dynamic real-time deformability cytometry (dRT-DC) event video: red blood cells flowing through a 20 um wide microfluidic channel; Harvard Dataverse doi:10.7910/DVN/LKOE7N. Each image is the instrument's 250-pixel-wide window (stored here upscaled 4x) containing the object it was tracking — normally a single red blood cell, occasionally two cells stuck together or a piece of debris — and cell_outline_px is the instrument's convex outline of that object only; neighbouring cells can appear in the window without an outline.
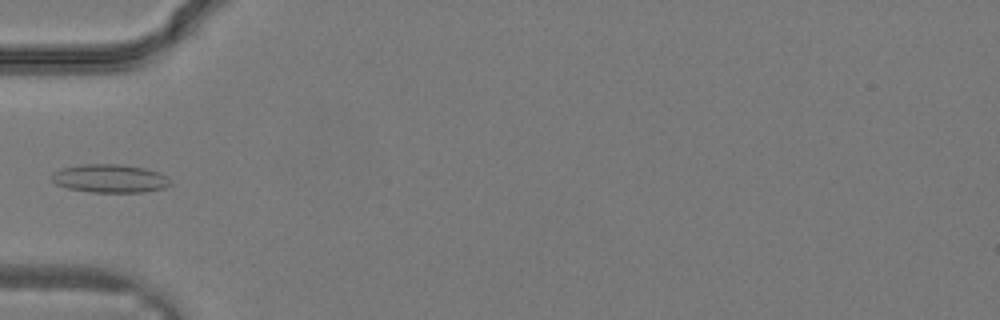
{"species": "common noctule bat (a hibernating species)", "species_latin": "Nyctalus noctula", "temperature_condition": "warm", "stored_images_in_passage": 11, "camera_frame_rate_fps": 3000, "um_per_image_px": 0.085, "animal": {"sex": "male", "body_mass_g": 19.2, "forearm_length_mm": 51.8}, "frame": {"image": 1, "passage_image": 8, "time_ms": 2.333, "image_size_px": [1000, 320], "cell_outline_px": [[172, 184], [164, 188], [144, 192], [88, 192], [68, 188], [56, 184], [52, 180], [52, 172], [60, 168], [80, 164], [120, 164], [144, 168], [160, 172], [168, 176], [172, 180]], "centroid_in_image_um": [9.36, 15.16], "position_along_channel_um": 75.6, "area_um2": 19.88}}
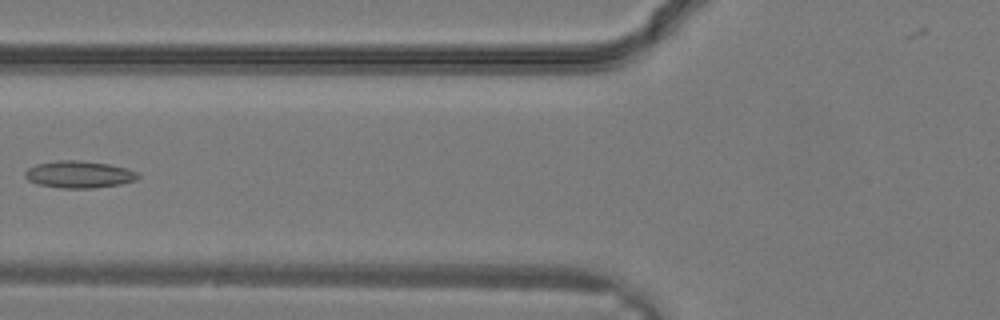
{"frame": {"image": 2, "passage_image": 10, "time_ms": 3.0, "image_size_px": [1000, 320], "cell_outline_px": [[140, 176], [136, 180], [120, 184], [92, 188], [60, 188], [40, 184], [28, 180], [24, 176], [24, 172], [28, 168], [36, 164], [56, 160], [80, 160], [108, 164], [128, 168], [140, 172]], "centroid_in_image_um": [6.74, 14.81], "position_along_channel_um": 119.1, "area_um2": 17.92}}